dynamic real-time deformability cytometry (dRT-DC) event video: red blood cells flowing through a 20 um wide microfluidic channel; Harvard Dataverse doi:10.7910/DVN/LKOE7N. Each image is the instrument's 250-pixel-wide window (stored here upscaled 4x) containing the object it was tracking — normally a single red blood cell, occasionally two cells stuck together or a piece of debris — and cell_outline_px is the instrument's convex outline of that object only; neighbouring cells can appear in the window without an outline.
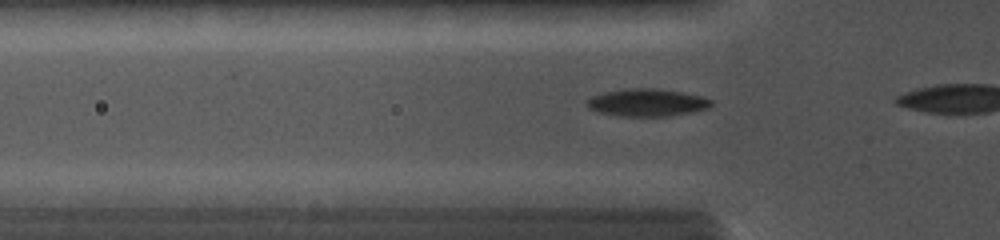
{"species": "common noctule bat (a hibernating species)", "species_latin": "Nyctalus noctula", "temperature_condition": "cold", "stored_images_in_passage": 7, "camera_frame_rate_fps": 5000, "um_per_image_px": 0.085, "animal": {"sex": "female", "body_mass_g": 19.0, "forearm_length_mm": 56.7}, "frame": {"image": 1, "passage_image": 4, "time_ms": 0.8, "image_size_px": [1000, 240], "cell_outline_px": [[712, 104], [708, 108], [692, 112], [668, 116], [620, 116], [596, 112], [588, 108], [588, 100], [592, 96], [604, 92], [624, 88], [656, 88], [684, 92], [704, 96], [712, 100]], "centroid_in_image_um": [55.02, 8.71], "position_along_channel_um": 70.8, "area_um2": 20.11}}